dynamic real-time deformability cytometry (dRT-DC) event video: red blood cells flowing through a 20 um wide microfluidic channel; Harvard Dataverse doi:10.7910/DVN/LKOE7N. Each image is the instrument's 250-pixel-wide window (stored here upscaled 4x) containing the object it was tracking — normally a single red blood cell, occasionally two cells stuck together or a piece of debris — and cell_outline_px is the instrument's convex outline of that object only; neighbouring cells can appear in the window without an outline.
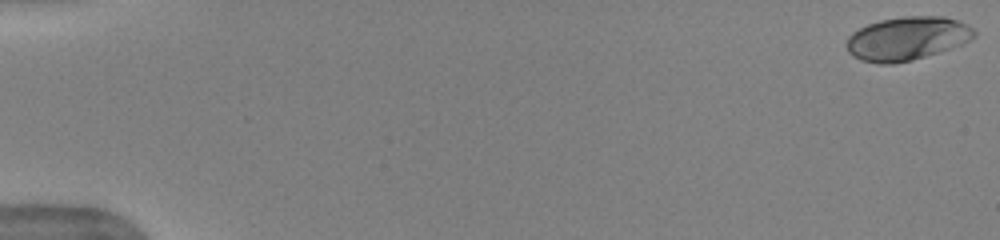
{"species": "human", "species_latin": "Homo sapiens", "temperature_condition": "warm", "stored_images_in_passage": 12, "camera_frame_rate_fps": 3000, "um_per_image_px": 0.085, "donor": {"sex": "female"}, "frame": {"image": 1, "passage_image": 1, "time_ms": 0.0, "image_size_px": [1000, 240], "cell_outline_px": [[976, 36], [960, 44], [912, 60], [892, 64], [880, 64], [860, 60], [852, 56], [848, 52], [848, 36], [852, 32], [868, 24], [880, 20], [904, 16], [944, 16], [956, 20], [972, 28], [976, 32]], "centroid_in_image_um": [77.06, 3.27], "position_along_channel_um": 7.9, "area_um2": 31.96}}